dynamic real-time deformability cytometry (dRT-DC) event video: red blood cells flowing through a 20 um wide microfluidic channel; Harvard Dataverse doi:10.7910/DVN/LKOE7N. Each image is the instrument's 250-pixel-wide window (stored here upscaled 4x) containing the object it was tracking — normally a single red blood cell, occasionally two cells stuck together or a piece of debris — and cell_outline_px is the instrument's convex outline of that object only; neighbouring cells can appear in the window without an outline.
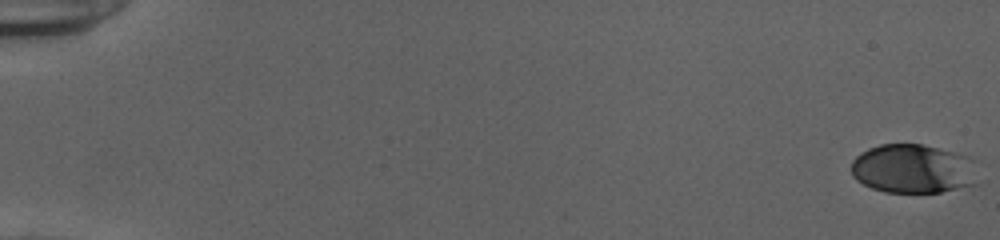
{"species": "human", "species_latin": "Homo sapiens", "temperature_condition": "cold", "stored_images_in_passage": 54, "camera_frame_rate_fps": 3000, "um_per_image_px": 0.085, "donor": {"sex": "female"}, "frame": {"image": 1, "passage_image": 1, "time_ms": 0.0, "image_size_px": [1000, 240], "cell_outline_px": [[976, 184], [940, 192], [884, 192], [872, 188], [856, 180], [852, 176], [852, 160], [860, 152], [868, 148], [880, 144], [924, 144], [968, 156], [972, 160]], "centroid_in_image_um": [77.56, 14.34], "position_along_channel_um": 7.4, "area_um2": 36.13}}
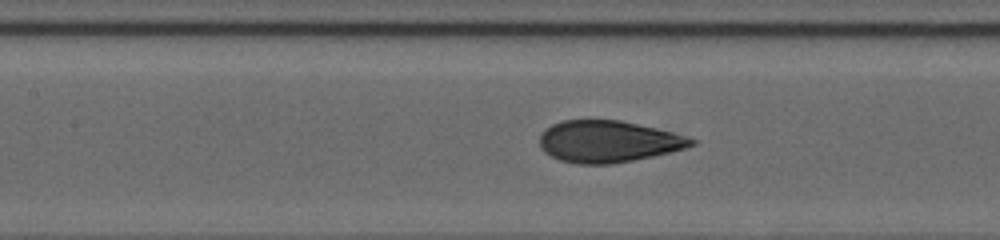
{"frame": {"image": 2, "passage_image": 27, "time_ms": 8.667, "image_size_px": [1000, 240], "cell_outline_px": [[696, 144], [684, 148], [652, 156], [612, 164], [576, 164], [560, 160], [544, 152], [540, 148], [540, 136], [552, 124], [564, 120], [620, 120], [668, 132], [696, 140]], "centroid_in_image_um": [51.63, 12.04], "position_along_channel_um": 155.8, "area_um2": 36.18}}
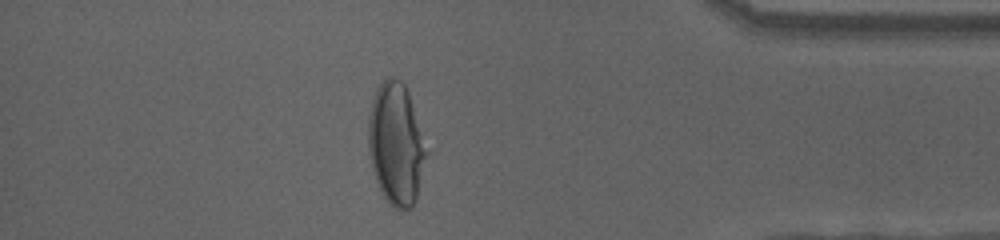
{"frame": {"image": 3, "passage_image": 48, "time_ms": 15.667, "image_size_px": [1000, 240], "cell_outline_px": [[428, 152], [416, 196], [412, 208], [392, 208], [384, 196], [376, 180], [372, 168], [368, 152], [368, 116], [372, 96], [376, 88], [388, 76], [392, 76], [400, 80], [404, 84], [408, 92]], "centroid_in_image_um": [33.63, 12.21], "position_along_channel_um": 401.6, "area_um2": 41.1}, "authors_computed_cell_mechanics": {"area_um2": 36.992, "velocity_mm_per_s": 3.9026, "shape_relaxation_time_tau1_ms": 3.9291, "shape_relaxation_time_tau2_ms": null, "deformation_change_tau1": 0.1882, "deformation_change_tau2": null}}